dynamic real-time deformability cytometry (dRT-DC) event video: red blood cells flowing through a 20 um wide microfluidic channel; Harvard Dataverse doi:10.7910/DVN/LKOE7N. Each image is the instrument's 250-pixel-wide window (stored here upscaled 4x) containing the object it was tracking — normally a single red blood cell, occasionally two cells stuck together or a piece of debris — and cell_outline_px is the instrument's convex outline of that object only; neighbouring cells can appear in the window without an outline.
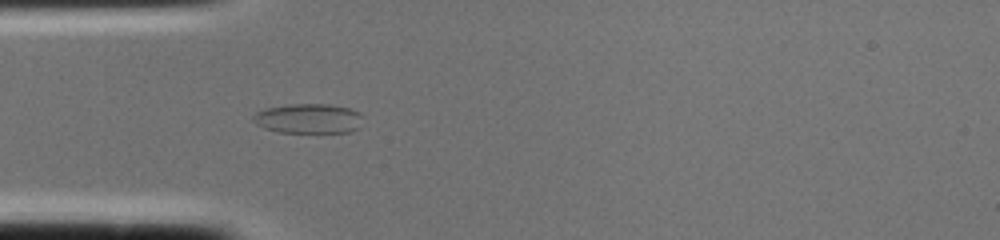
{"species": "common noctule bat (a hibernating species)", "species_latin": "Nyctalus noctula", "temperature_condition": "cold", "stored_images_in_passage": 2, "camera_frame_rate_fps": 3000, "um_per_image_px": 0.085, "animal": {"sex": "female", "body_mass_g": 22.0, "forearm_length_mm": 56.7}, "frame": {"image": 1, "passage_image": 2, "time_ms": 0.333, "image_size_px": [1000, 240], "cell_outline_px": [[364, 116], [360, 128], [352, 132], [276, 132], [264, 128], [256, 124], [252, 120], [252, 116], [256, 112], [264, 108], [288, 104], [328, 104], [348, 108], [360, 112]], "centroid_in_image_um": [26.24, 10.07], "position_along_channel_um": 58.8, "area_um2": 19.36}}